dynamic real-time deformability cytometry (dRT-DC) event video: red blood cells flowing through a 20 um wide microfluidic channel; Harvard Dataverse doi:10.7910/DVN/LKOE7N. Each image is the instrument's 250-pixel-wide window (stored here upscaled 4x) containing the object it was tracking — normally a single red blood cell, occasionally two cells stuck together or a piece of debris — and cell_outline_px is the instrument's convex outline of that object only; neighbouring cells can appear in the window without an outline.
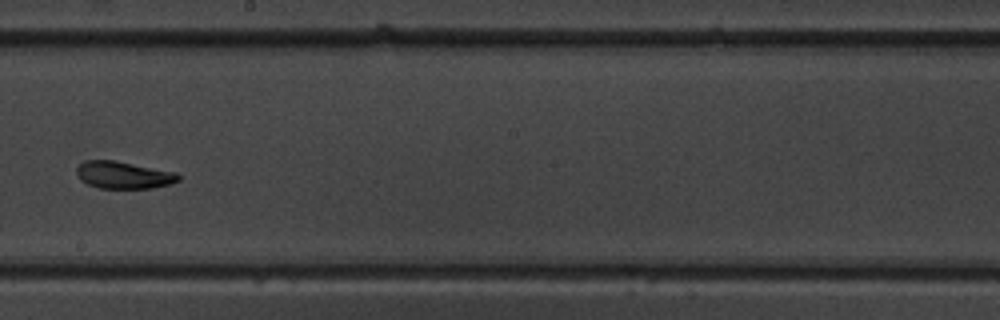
{"species": "common noctule bat (a hibernating species)", "species_latin": "Nyctalus noctula", "temperature_condition": "warm", "stored_images_in_passage": 16, "camera_frame_rate_fps": 3000, "um_per_image_px": 0.085, "animal": {"sex": "male", "body_mass_g": 19.5, "forearm_length_mm": 54.6}, "frame": {"image": 1, "passage_image": 10, "time_ms": 11.333, "image_size_px": [1000, 320], "cell_outline_px": [[180, 180], [172, 184], [152, 188], [100, 188], [88, 184], [80, 180], [76, 172], [76, 168], [84, 160], [116, 160], [176, 172], [180, 176]], "centroid_in_image_um": [10.51, 14.87], "position_along_channel_um": 237.7, "area_um2": 16.3}}
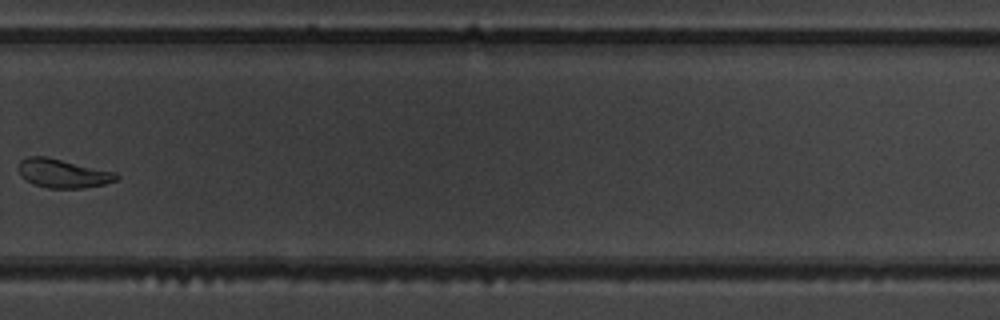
{"frame": {"image": 2, "passage_image": 12, "time_ms": 13.667, "image_size_px": [1000, 320], "cell_outline_px": [[120, 176], [116, 180], [104, 184], [80, 188], [48, 188], [32, 184], [20, 176], [20, 160], [28, 156], [48, 156], [116, 172]], "centroid_in_image_um": [5.35, 14.73], "position_along_channel_um": 324.5, "area_um2": 16.47}}
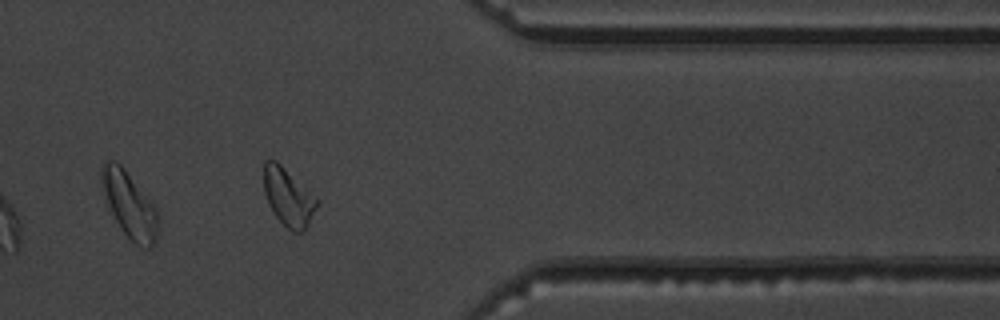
{"frame": {"image": 3, "passage_image": 14, "time_ms": 15.667, "image_size_px": [1000, 320], "cell_outline_px": [[316, 208], [308, 224], [300, 232], [292, 232], [276, 216], [268, 204], [264, 192], [264, 160], [276, 160], [316, 200]], "centroid_in_image_um": [24.44, 16.76], "position_along_channel_um": 387.0, "area_um2": 16.94}, "authors_computed_cell_mechanics": {"area_um2": 17.5712, "velocity_mm_per_s": 3.7289, "shape_relaxation_time_tau1_ms": 2.9896, "shape_relaxation_time_tau2_ms": 1.1612, "deformation_change_tau1": 0.1554, "deformation_change_tau2": 0.0939}}